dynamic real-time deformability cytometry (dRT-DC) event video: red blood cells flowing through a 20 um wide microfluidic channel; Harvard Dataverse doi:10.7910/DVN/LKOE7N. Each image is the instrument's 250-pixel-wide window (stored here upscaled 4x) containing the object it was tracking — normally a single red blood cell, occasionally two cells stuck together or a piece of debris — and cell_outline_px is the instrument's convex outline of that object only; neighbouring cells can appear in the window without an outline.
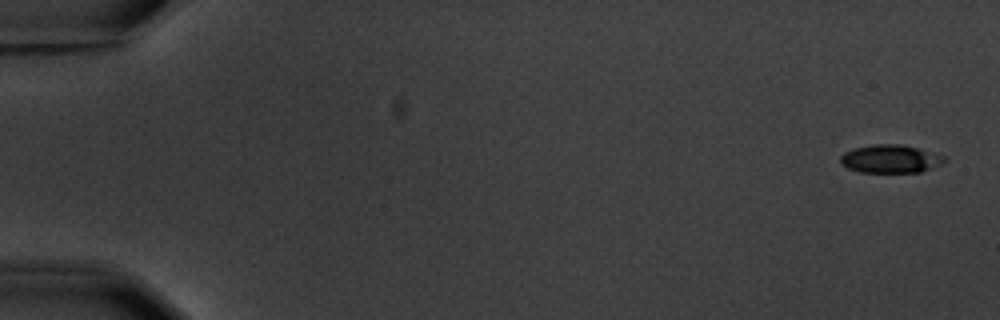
{"species": "common noctule bat (a hibernating species)", "species_latin": "Nyctalus noctula", "temperature_condition": "warm", "stored_images_in_passage": 6, "camera_frame_rate_fps": 3000, "um_per_image_px": 0.085, "animal": {"sex": "male", "body_mass_g": 20.1, "forearm_length_mm": 53.5}, "frame": {"image": 1, "passage_image": 1, "time_ms": 0.0, "image_size_px": [1000, 320], "cell_outline_px": [[948, 160], [940, 164], [920, 172], [860, 172], [848, 168], [840, 164], [840, 156], [844, 152], [856, 148], [876, 144], [900, 144], [920, 148], [944, 156]], "centroid_in_image_um": [75.68, 13.5], "position_along_channel_um": 9.3, "area_um2": 16.99}}
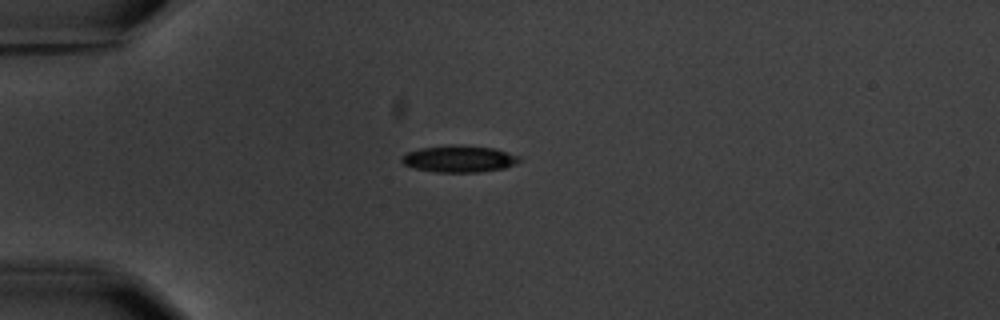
{"frame": {"image": 2, "passage_image": 5, "time_ms": 4.667, "image_size_px": [1000, 320], "cell_outline_px": [[520, 160], [516, 164], [504, 168], [480, 172], [436, 172], [416, 168], [404, 164], [400, 160], [400, 156], [408, 152], [420, 148], [448, 144], [452, 144], [496, 148], [520, 156]], "centroid_in_image_um": [39.03, 13.49], "position_along_channel_um": 46.0, "area_um2": 18.5}}